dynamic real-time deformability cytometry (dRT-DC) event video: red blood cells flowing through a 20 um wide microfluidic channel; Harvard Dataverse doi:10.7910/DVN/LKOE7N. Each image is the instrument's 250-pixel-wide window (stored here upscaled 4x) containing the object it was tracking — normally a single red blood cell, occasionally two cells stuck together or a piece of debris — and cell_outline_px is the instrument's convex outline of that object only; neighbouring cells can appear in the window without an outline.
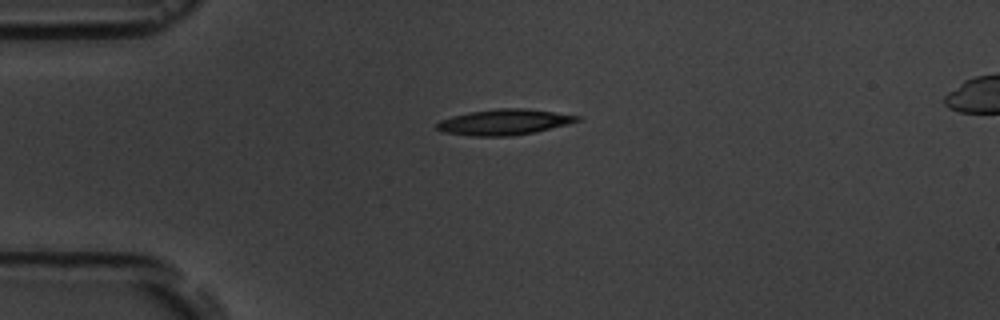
{"species": "common noctule bat (a hibernating species)", "species_latin": "Nyctalus noctula", "temperature_condition": "room temperature", "stored_images_in_passage": 3, "segment_of_instrument_passage": [1, 2], "camera_frame_rate_fps": 3000, "um_per_image_px": 0.085, "animal": {"sex": "male", "body_mass_g": 19.5, "forearm_length_mm": 54.6}, "frame": {"image": 1, "passage_image": 1, "time_ms": 0.0, "image_size_px": [1000, 320], "cell_outline_px": [[580, 120], [568, 124], [536, 132], [512, 136], [472, 136], [440, 132], [436, 128], [436, 124], [440, 120], [452, 116], [468, 112], [496, 108], [524, 108], [580, 116]], "centroid_in_image_um": [42.81, 10.38], "position_along_channel_um": 42.2, "area_um2": 21.1}}